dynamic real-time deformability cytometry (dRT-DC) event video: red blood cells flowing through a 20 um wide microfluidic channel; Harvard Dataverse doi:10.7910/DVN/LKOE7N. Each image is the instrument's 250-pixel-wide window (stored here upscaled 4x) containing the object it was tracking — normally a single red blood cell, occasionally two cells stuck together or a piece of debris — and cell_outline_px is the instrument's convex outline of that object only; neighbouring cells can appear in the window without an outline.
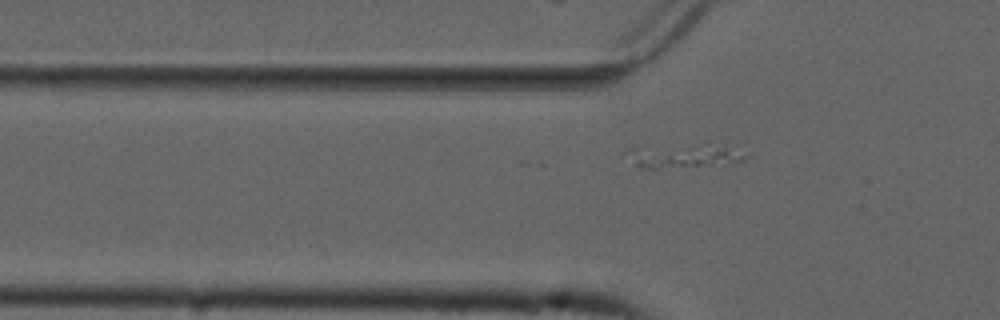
{"species": "common noctule bat (a hibernating species)", "species_latin": "Nyctalus noctula", "temperature_condition": "cold", "stored_images_in_passage": 19, "camera_frame_rate_fps": 3000, "um_per_image_px": 0.085, "animal": {"sex": "male", "forearm_length_mm": 52.5}, "frame": {"image": 1, "passage_image": 7, "time_ms": 2.0, "image_size_px": [1000, 320], "cell_outline_px": [[748, 156], [744, 160], [660, 168], [648, 168], [636, 164], [620, 156], [628, 148], [696, 144], [732, 144]], "centroid_in_image_um": [58.06, 13.19], "position_along_channel_um": 67.7, "area_um2": 16.24}}
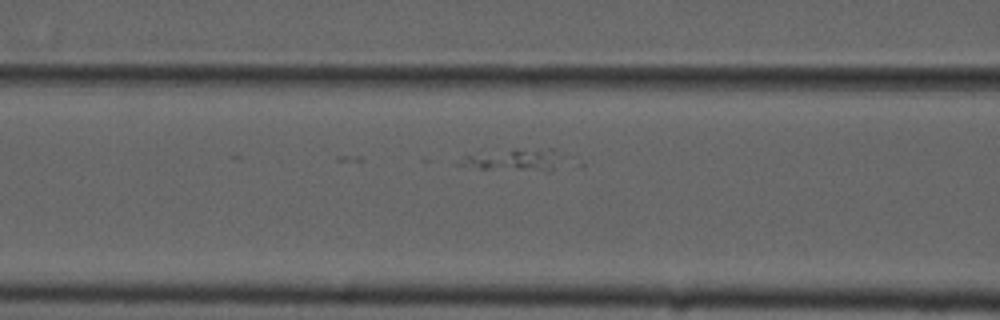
{"frame": {"image": 2, "passage_image": 12, "time_ms": 3.667, "image_size_px": [1000, 320], "cell_outline_px": [[552, 168], [548, 172], [480, 168], [456, 164], [464, 156], [516, 148], [552, 148]], "centroid_in_image_um": [43.54, 13.58], "position_along_channel_um": 123.1, "area_um2": 12.37}}
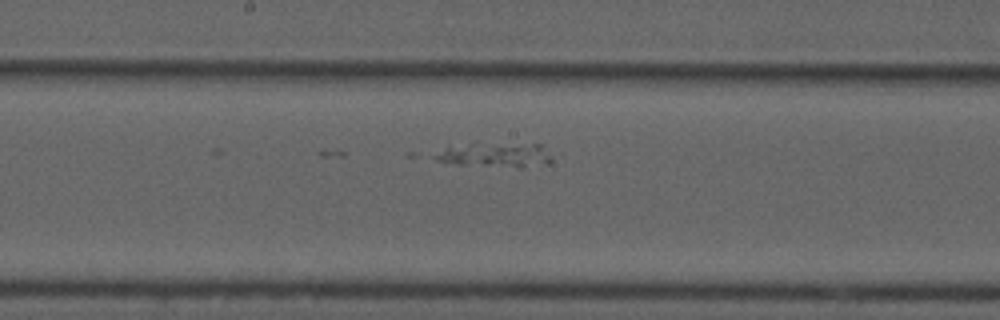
{"frame": {"image": 3, "passage_image": 19, "time_ms": 6.0, "image_size_px": [1000, 320], "cell_outline_px": [[556, 156], [548, 164], [520, 168], [456, 164], [436, 160], [432, 156], [448, 148], [472, 144], [540, 144]], "centroid_in_image_um": [42.27, 13.2], "position_along_channel_um": 205.9, "area_um2": 16.59}}